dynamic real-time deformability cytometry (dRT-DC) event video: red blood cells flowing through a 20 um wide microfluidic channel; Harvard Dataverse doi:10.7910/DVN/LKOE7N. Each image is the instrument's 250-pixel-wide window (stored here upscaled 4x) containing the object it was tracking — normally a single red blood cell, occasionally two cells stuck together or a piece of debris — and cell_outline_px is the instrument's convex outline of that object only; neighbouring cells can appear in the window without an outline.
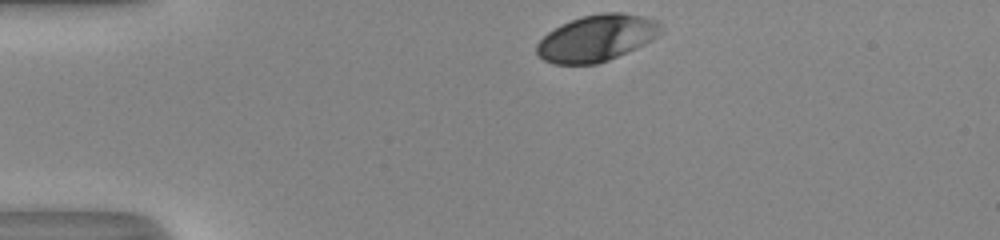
{"species": "human", "species_latin": "Homo sapiens", "temperature_condition": "room temperature", "stored_images_in_passage": 32, "camera_frame_rate_fps": 3000, "um_per_image_px": 0.085, "donor": {"sex": "male"}, "frame": {"image": 1, "passage_image": 1, "time_ms": 0.0, "image_size_px": [1000, 240], "cell_outline_px": [[664, 32], [652, 40], [636, 48], [608, 60], [596, 64], [552, 64], [544, 60], [536, 52], [536, 44], [548, 32], [572, 20], [584, 16], [604, 12], [620, 12], [644, 16], [660, 20], [664, 28]], "centroid_in_image_um": [50.79, 3.23], "position_along_channel_um": 34.2, "area_um2": 33.7}}
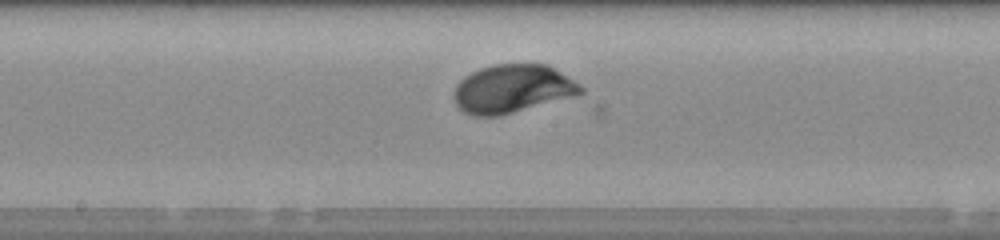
{"frame": {"image": 2, "passage_image": 18, "time_ms": 5.667, "image_size_px": [1000, 240], "cell_outline_px": [[584, 92], [572, 96], [500, 116], [476, 116], [464, 112], [456, 104], [452, 96], [456, 84], [464, 76], [480, 68], [492, 64], [548, 64], [580, 84], [584, 88]], "centroid_in_image_um": [43.52, 7.54], "position_along_channel_um": 204.7, "area_um2": 35.66}}
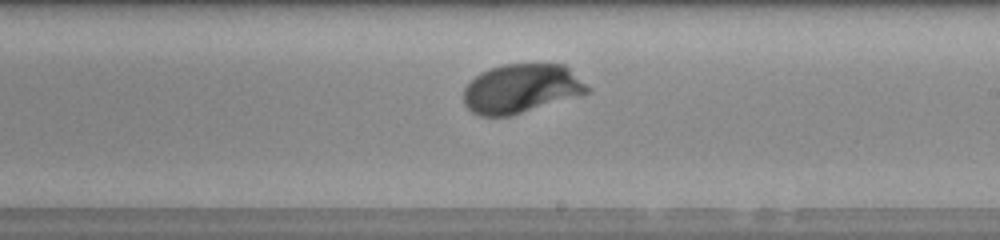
{"frame": {"image": 3, "passage_image": 21, "time_ms": 6.667, "image_size_px": [1000, 240], "cell_outline_px": [[592, 88], [588, 92], [512, 116], [480, 116], [472, 112], [464, 104], [464, 88], [480, 72], [504, 64], [564, 64]], "centroid_in_image_um": [44.3, 7.53], "position_along_channel_um": 244.7, "area_um2": 35.2}, "authors_computed_cell_mechanics": {"area_um2": 34.969, "velocity_mm_per_s": 4.0165, "shape_relaxation_time_tau1_ms": 1.4383, "shape_relaxation_time_tau2_ms": null, "deformation_change_tau1": 0.1127, "deformation_change_tau2": null}}